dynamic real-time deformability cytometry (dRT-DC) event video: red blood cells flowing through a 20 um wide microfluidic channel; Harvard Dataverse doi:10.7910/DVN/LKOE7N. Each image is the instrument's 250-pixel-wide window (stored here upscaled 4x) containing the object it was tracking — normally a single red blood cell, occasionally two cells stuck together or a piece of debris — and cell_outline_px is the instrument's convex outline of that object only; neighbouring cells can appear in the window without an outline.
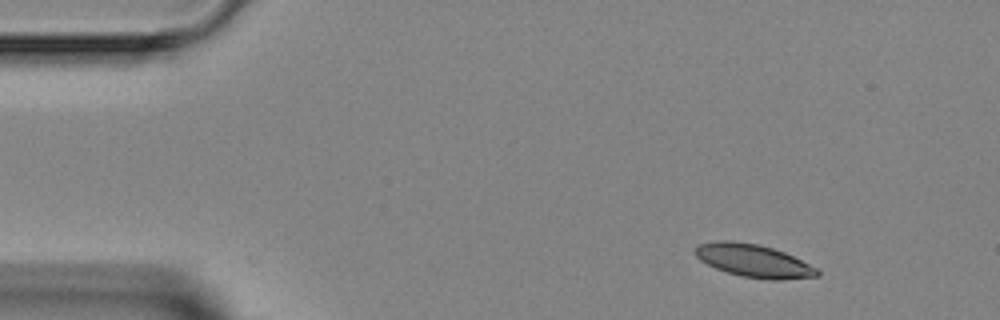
{"species": "Egyptian fruit bat (a non-hibernating species)", "species_latin": "Rousettus aegyptiacus", "temperature_condition": "room temperature", "stored_images_in_passage": 4, "segment_of_instrument_passage": [1, 2], "camera_frame_rate_fps": 3000, "um_per_image_px": 0.085, "animal": {"sex": "female"}, "frame": {"image": 1, "passage_image": 1, "time_ms": 0.0, "image_size_px": [1000, 320], "cell_outline_px": [[820, 276], [780, 280], [772, 280], [740, 276], [716, 268], [700, 260], [692, 252], [696, 244], [716, 240], [732, 240], [760, 244], [784, 252], [816, 268], [820, 272]], "centroid_in_image_um": [64.0, 22.14], "position_along_channel_um": 21.0, "area_um2": 23.52}}